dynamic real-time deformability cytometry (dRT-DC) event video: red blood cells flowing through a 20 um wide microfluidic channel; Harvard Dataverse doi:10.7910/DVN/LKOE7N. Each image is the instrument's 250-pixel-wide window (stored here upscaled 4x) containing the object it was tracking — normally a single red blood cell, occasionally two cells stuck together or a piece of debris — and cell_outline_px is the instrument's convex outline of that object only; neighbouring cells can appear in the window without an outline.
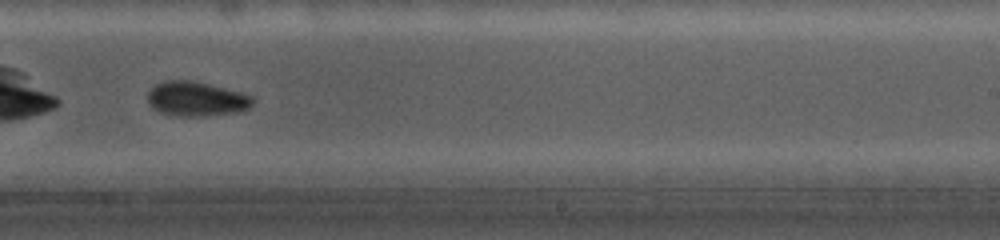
{"species": "common noctule bat (a hibernating species)", "species_latin": "Nyctalus noctula", "temperature_condition": "cold", "stored_images_in_passage": 8, "camera_frame_rate_fps": 5000, "um_per_image_px": 0.085, "animal": {"sex": "female", "body_mass_g": 19.0, "forearm_length_mm": 56.7}, "frame": {"image": 1, "passage_image": 6, "time_ms": 5.2, "image_size_px": [1000, 240], "cell_outline_px": [[256, 100], [248, 108], [236, 112], [200, 116], [176, 116], [160, 112], [152, 108], [148, 104], [148, 92], [156, 84], [164, 80], [192, 80], [240, 92], [252, 96]], "centroid_in_image_um": [16.66, 8.4], "position_along_channel_um": 272.3, "area_um2": 21.1}}
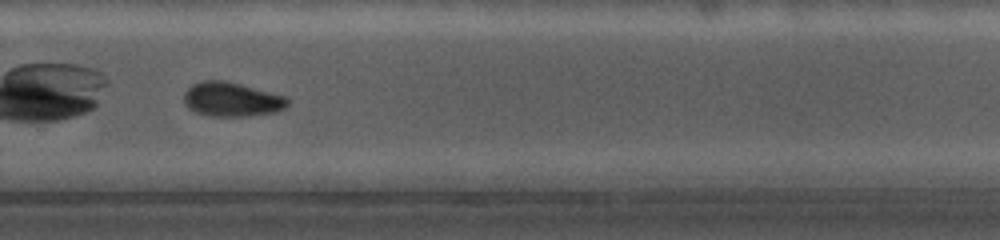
{"frame": {"image": 2, "passage_image": 7, "time_ms": 6.2, "image_size_px": [1000, 240], "cell_outline_px": [[288, 104], [284, 108], [276, 112], [248, 116], [212, 116], [196, 112], [188, 108], [184, 104], [184, 92], [192, 84], [200, 80], [224, 80], [288, 96]], "centroid_in_image_um": [19.69, 8.44], "position_along_channel_um": 310.1, "area_um2": 20.87}}